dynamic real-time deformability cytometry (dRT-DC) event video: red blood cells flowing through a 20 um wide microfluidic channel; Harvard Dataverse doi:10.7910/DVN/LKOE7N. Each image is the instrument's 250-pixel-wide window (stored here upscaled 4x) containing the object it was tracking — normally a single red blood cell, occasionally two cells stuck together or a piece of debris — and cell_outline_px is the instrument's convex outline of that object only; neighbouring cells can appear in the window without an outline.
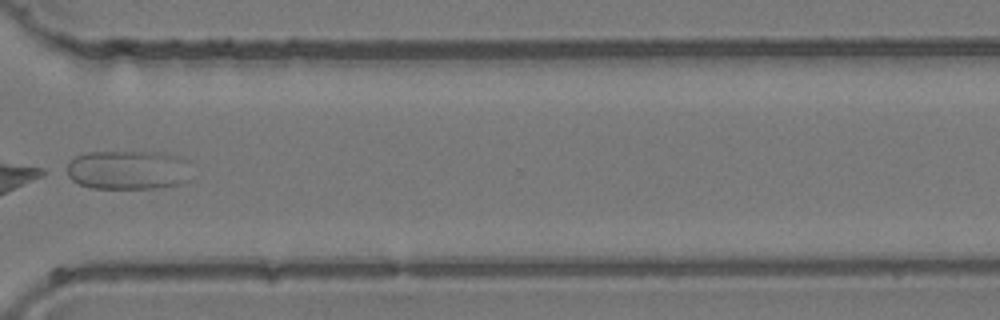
{"species": "common noctule bat (a hibernating species)", "species_latin": "Nyctalus noctula", "temperature_condition": "room temperature", "stored_images_in_passage": 29, "camera_frame_rate_fps": 3000, "um_per_image_px": 0.085, "animal": {"sex": "female", "body_mass_g": 24.6, "forearm_length_mm": 56.2}, "frame": {"image": 1, "passage_image": 23, "time_ms": 7.333, "image_size_px": [1000, 320], "cell_outline_px": [[184, 180], [176, 184], [156, 188], [92, 188], [80, 184], [72, 180], [68, 176], [68, 160], [76, 156], [88, 152], [160, 152], [168, 156]], "centroid_in_image_um": [10.5, 14.46], "position_along_channel_um": 360.1, "area_um2": 26.24}}